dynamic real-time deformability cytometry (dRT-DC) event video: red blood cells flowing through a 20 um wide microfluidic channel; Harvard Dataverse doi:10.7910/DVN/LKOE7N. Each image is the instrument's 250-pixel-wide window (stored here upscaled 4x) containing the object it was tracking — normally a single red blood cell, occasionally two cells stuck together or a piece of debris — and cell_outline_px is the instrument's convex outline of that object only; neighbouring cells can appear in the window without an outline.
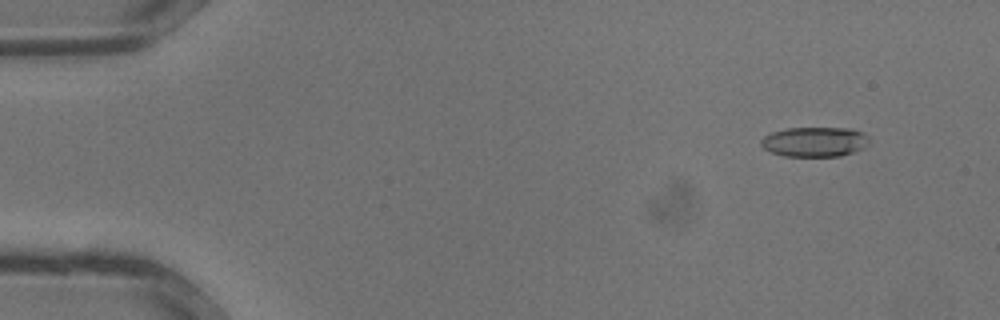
{"species": "common noctule bat (a hibernating species)", "species_latin": "Nyctalus noctula", "temperature_condition": "warm", "stored_images_in_passage": 35, "camera_frame_rate_fps": 3000, "um_per_image_px": 0.085, "animal": {"sex": "male", "body_mass_g": 13.3}, "frame": {"image": 1, "passage_image": 4, "time_ms": 1.0, "image_size_px": [1000, 320], "cell_outline_px": [[872, 140], [864, 148], [840, 156], [784, 156], [772, 152], [764, 148], [760, 144], [760, 140], [764, 136], [772, 132], [788, 128], [848, 128], [864, 132]], "centroid_in_image_um": [69.28, 12.05], "position_along_channel_um": 15.7, "area_um2": 18.9}}
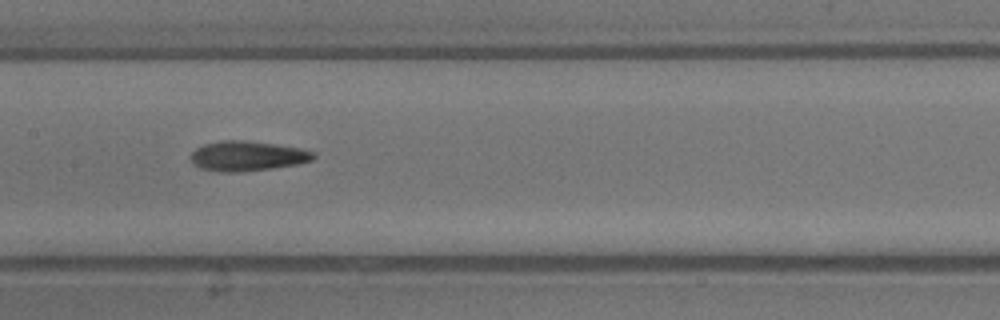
{"frame": {"image": 2, "passage_image": 18, "time_ms": 5.667, "image_size_px": [1000, 320], "cell_outline_px": [[316, 156], [312, 160], [296, 164], [272, 168], [236, 172], [224, 172], [200, 168], [192, 160], [192, 152], [196, 148], [204, 144], [224, 140], [244, 140], [300, 148], [316, 152]], "centroid_in_image_um": [21.05, 13.25], "position_along_channel_um": 186.4, "area_um2": 21.04}}
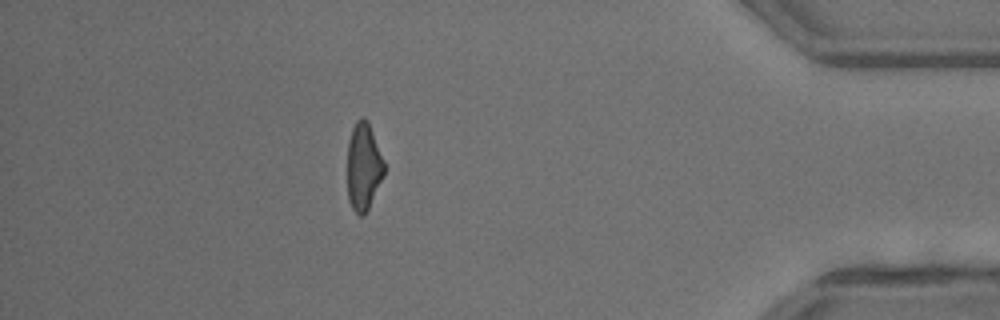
{"frame": {"image": 3, "passage_image": 31, "time_ms": 10.0, "image_size_px": [1000, 320], "cell_outline_px": [[384, 176], [364, 216], [360, 216], [352, 208], [348, 200], [348, 140], [352, 128], [356, 120], [360, 116], [364, 116], [368, 120], [384, 160]], "centroid_in_image_um": [30.9, 14.12], "position_along_channel_um": 404.3, "area_um2": 18.9}}